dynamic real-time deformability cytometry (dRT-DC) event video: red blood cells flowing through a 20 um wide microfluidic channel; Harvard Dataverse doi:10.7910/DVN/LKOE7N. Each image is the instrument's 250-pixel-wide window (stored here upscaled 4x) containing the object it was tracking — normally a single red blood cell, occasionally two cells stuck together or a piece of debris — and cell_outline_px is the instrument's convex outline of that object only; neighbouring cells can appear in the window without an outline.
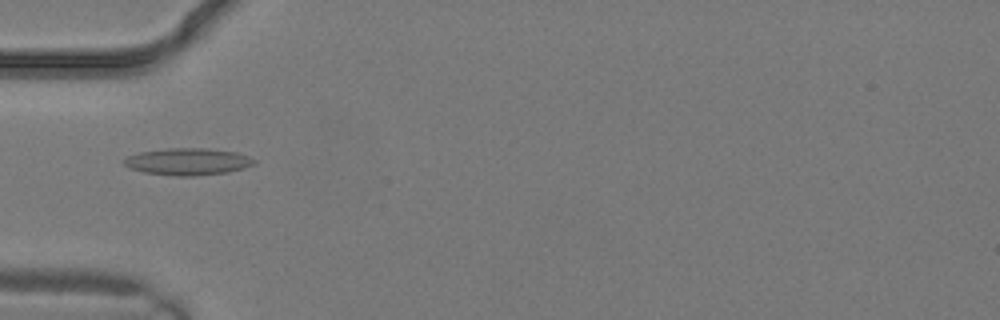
{"species": "common noctule bat (a hibernating species)", "species_latin": "Nyctalus noctula", "temperature_condition": "warm", "stored_images_in_passage": 1, "camera_frame_rate_fps": 3000, "um_per_image_px": 0.085, "animal": {"sex": "male", "body_mass_g": 19.2, "forearm_length_mm": 51.8}, "frame": {"image": 1, "passage_image": 1, "time_ms": 0.0, "image_size_px": [1000, 320], "cell_outline_px": [[256, 164], [244, 168], [228, 172], [192, 176], [176, 176], [144, 172], [128, 168], [124, 164], [124, 160], [128, 156], [140, 152], [168, 148], [208, 148], [236, 152], [248, 156], [256, 160]], "centroid_in_image_um": [15.99, 13.73], "position_along_channel_um": 69.0, "area_um2": 20.46}}